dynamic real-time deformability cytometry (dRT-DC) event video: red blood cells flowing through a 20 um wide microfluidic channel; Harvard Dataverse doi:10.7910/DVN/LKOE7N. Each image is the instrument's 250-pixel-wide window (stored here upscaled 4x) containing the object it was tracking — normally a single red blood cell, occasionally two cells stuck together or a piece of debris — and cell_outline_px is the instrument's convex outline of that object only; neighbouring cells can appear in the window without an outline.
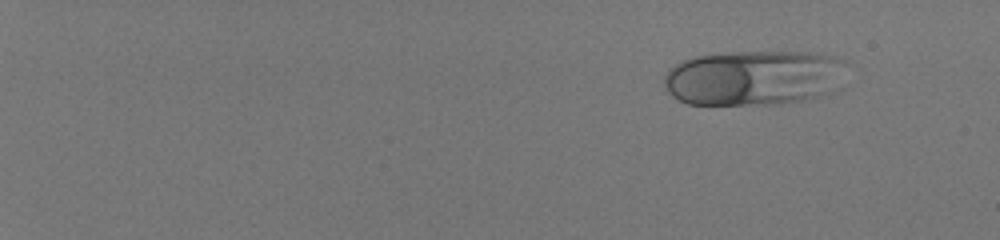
{"species": "human", "species_latin": "Homo sapiens", "temperature_condition": "room temperature", "stored_images_in_passage": 49, "camera_frame_rate_fps": 3000, "um_per_image_px": 0.085, "donor": {"sex": "male"}, "frame": {"image": 1, "passage_image": 1, "time_ms": 0.0, "image_size_px": [1000, 240], "cell_outline_px": [[844, 60], [824, 92], [816, 96], [804, 100], [780, 104], [688, 104], [672, 96], [668, 92], [664, 84], [664, 76], [668, 68], [684, 60], [696, 56], [736, 52], [820, 52]], "centroid_in_image_um": [63.87, 6.6], "position_along_channel_um": 21.1, "area_um2": 57.16}}
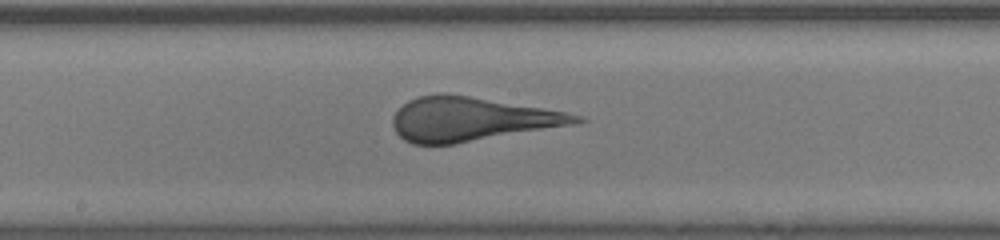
{"frame": {"image": 2, "passage_image": 29, "time_ms": 9.333, "image_size_px": [1000, 240], "cell_outline_px": [[588, 120], [576, 124], [456, 144], [412, 144], [404, 140], [396, 132], [392, 124], [392, 116], [408, 100], [420, 96], [440, 92], [444, 92], [564, 112], [584, 116]], "centroid_in_image_um": [40.04, 10.14], "position_along_channel_um": 208.2, "area_um2": 46.76}}
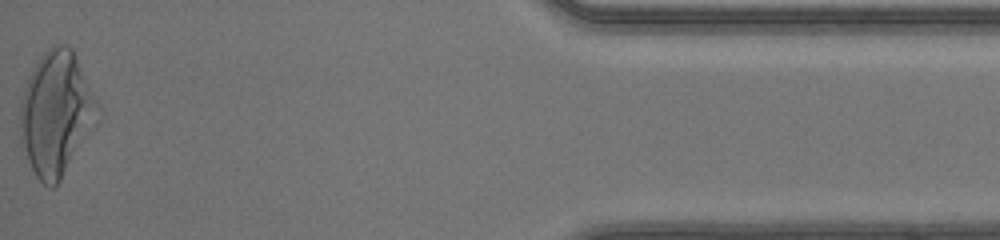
{"frame": {"image": 3, "passage_image": 49, "time_ms": 16.0, "image_size_px": [1000, 240], "cell_outline_px": [[104, 112], [96, 128], [60, 180], [52, 188], [48, 188], [36, 176], [20, 144], [20, 104], [24, 88], [32, 68], [40, 56], [52, 44], [64, 44], [72, 48]], "centroid_in_image_um": [4.83, 9.64], "position_along_channel_um": 430.4, "area_um2": 57.16}}